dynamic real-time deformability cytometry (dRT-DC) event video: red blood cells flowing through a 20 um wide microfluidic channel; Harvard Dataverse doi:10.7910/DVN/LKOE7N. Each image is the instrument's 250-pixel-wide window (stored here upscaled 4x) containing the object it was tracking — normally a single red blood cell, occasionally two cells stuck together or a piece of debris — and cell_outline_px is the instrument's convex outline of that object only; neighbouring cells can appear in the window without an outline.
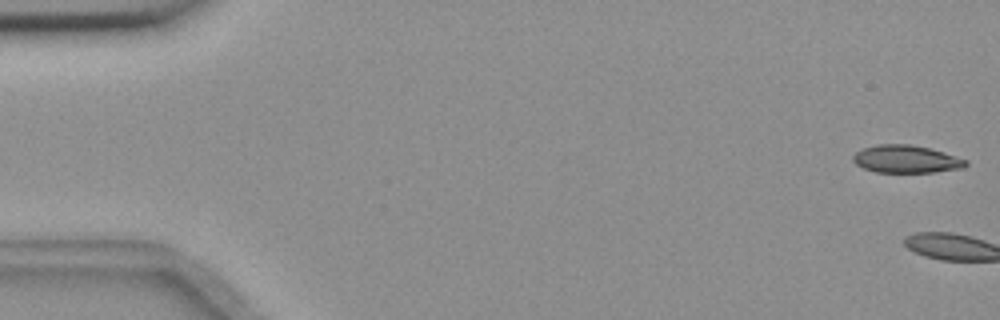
{"species": "common noctule bat (a hibernating species)", "species_latin": "Nyctalus noctula", "temperature_condition": "room temperature", "stored_images_in_passage": 6, "camera_frame_rate_fps": 3000, "um_per_image_px": 0.085, "animal": {"sex": "female", "body_mass_g": 18.4}, "frame": {"image": 1, "passage_image": 1, "time_ms": 0.0, "image_size_px": [1000, 320], "cell_outline_px": [[968, 164], [964, 168], [932, 172], [876, 172], [864, 168], [856, 164], [852, 160], [852, 156], [856, 152], [864, 148], [876, 144], [912, 144], [944, 152], [968, 160]], "centroid_in_image_um": [77.03, 13.52], "position_along_channel_um": 8.0, "area_um2": 18.21}}